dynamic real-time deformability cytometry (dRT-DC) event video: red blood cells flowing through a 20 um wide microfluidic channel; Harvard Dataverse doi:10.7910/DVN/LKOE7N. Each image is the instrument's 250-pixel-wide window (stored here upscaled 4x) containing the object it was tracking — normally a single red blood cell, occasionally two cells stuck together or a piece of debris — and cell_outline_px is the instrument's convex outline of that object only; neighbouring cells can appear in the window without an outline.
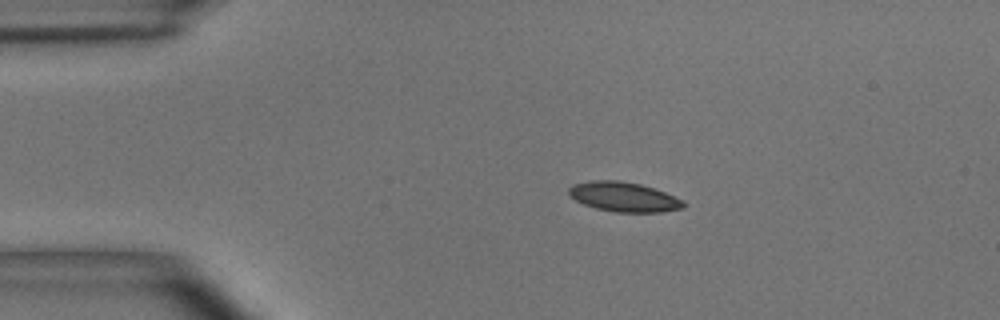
{"species": "common noctule bat (a hibernating species)", "species_latin": "Nyctalus noctula", "temperature_condition": "room temperature", "stored_images_in_passage": 45, "camera_frame_rate_fps": 3000, "um_per_image_px": 0.085, "animal": {"sex": "male", "body_mass_g": 15.6}, "frame": {"image": 1, "passage_image": 1, "time_ms": 0.0, "image_size_px": [1000, 320], "cell_outline_px": [[684, 208], [660, 212], [616, 212], [596, 208], [584, 204], [568, 196], [568, 188], [572, 184], [592, 180], [616, 180], [640, 184], [664, 192], [684, 200]], "centroid_in_image_um": [52.99, 16.73], "position_along_channel_um": 32.0, "area_um2": 19.77}}
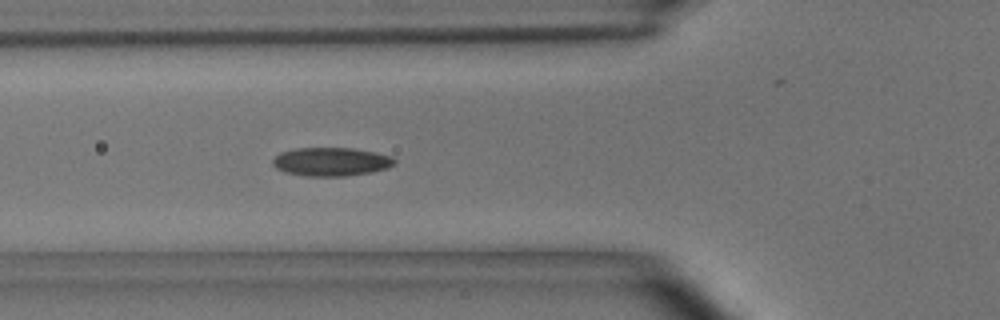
{"frame": {"image": 2, "passage_image": 10, "time_ms": 3.0, "image_size_px": [1000, 320], "cell_outline_px": [[396, 164], [388, 168], [372, 172], [344, 176], [308, 176], [284, 172], [276, 168], [272, 164], [272, 160], [280, 152], [296, 148], [352, 148], [376, 152], [392, 156], [396, 160]], "centroid_in_image_um": [28.17, 13.74], "position_along_channel_um": 97.6, "area_um2": 20.4}}
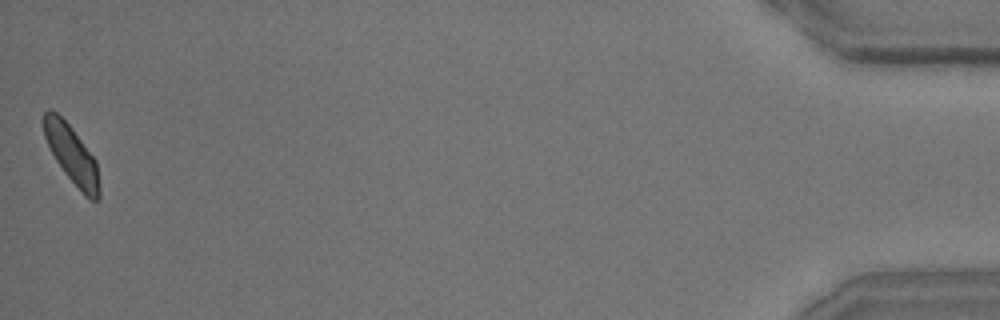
{"frame": {"image": 3, "passage_image": 45, "time_ms": 14.667, "image_size_px": [1000, 320], "cell_outline_px": [[100, 196], [96, 200], [92, 200], [84, 196], [64, 172], [56, 160], [44, 136], [40, 120], [44, 112], [48, 108], [56, 112], [72, 128], [96, 160], [100, 188]], "centroid_in_image_um": [6.07, 13.11], "position_along_channel_um": 429.1, "area_um2": 18.9}, "authors_computed_cell_mechanics": {"area_um2": 19.652, "velocity_mm_per_s": 3.6388, "shape_relaxation_time_tau1_ms": 4.8029, "shape_relaxation_time_tau2_ms": 2.5043, "deformation_change_tau1": 0.1312, "deformation_change_tau2": 0.0676}}